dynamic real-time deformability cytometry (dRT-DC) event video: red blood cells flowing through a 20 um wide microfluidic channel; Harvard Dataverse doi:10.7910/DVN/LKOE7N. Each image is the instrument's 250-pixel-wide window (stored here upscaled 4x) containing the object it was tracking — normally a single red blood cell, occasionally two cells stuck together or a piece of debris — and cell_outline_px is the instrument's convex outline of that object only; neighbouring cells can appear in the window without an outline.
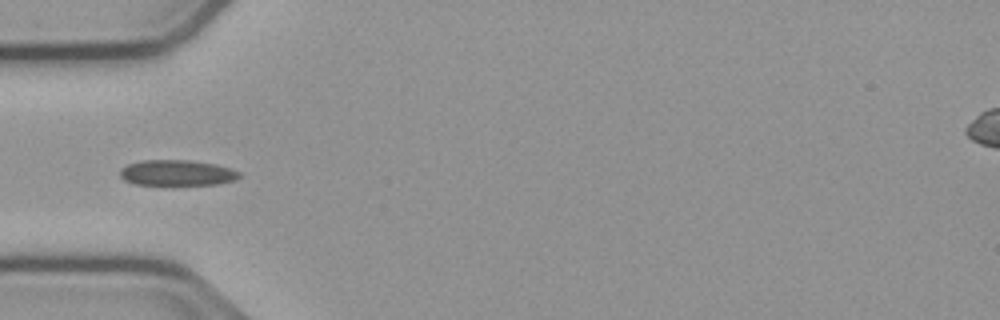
{"species": "common noctule bat (a hibernating species)", "species_latin": "Nyctalus noctula", "temperature_condition": "cold", "stored_images_in_passage": 38, "camera_frame_rate_fps": 3000, "um_per_image_px": 0.085, "animal": {"sex": "male", "body_mass_g": 23.1, "forearm_length_mm": 52.7}, "frame": {"image": 1, "passage_image": 1, "time_ms": 0.0, "image_size_px": [1000, 320], "cell_outline_px": [[240, 176], [236, 180], [216, 184], [172, 188], [136, 184], [124, 180], [120, 176], [120, 172], [128, 164], [144, 160], [188, 160], [216, 164], [232, 168], [240, 172]], "centroid_in_image_um": [15.08, 14.75], "position_along_channel_um": 69.9, "area_um2": 18.79}}
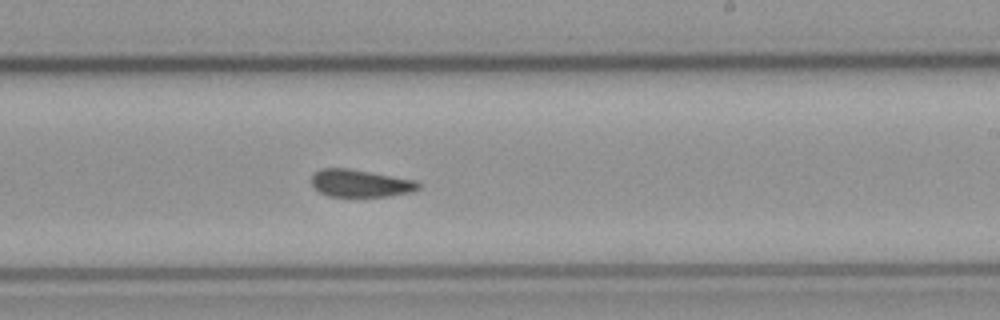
{"frame": {"image": 2, "passage_image": 16, "time_ms": 5.0, "image_size_px": [1000, 320], "cell_outline_px": [[420, 188], [412, 192], [392, 196], [328, 196], [320, 192], [312, 184], [312, 176], [320, 168], [348, 168], [416, 180], [420, 184]], "centroid_in_image_um": [30.66, 15.58], "position_along_channel_um": 258.3, "area_um2": 17.05}}
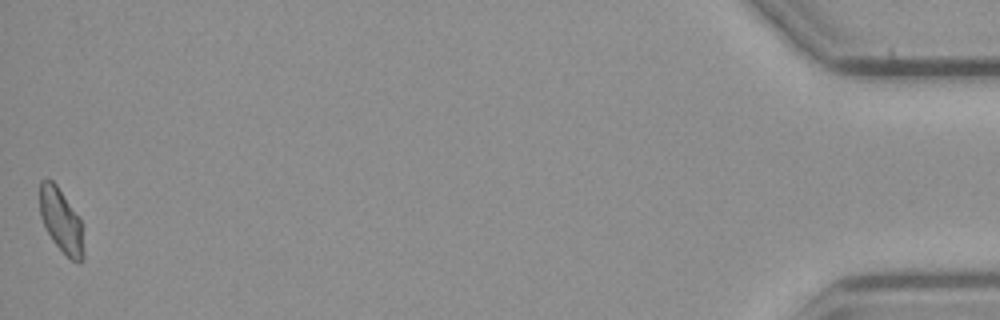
{"frame": {"image": 3, "passage_image": 38, "time_ms": 12.333, "image_size_px": [1000, 320], "cell_outline_px": [[84, 260], [80, 264], [72, 260], [52, 240], [40, 216], [40, 180], [52, 180], [56, 184], [80, 220], [84, 252]], "centroid_in_image_um": [5.2, 18.79], "position_along_channel_um": 430.0, "area_um2": 15.9}, "authors_computed_cell_mechanics": {"area_um2": 17.4845, "velocity_mm_per_s": 3.7541, "shape_relaxation_time_tau1_ms": null, "shape_relaxation_time_tau2_ms": 3.4452, "deformation_change_tau1": null, "deformation_change_tau2": 0.0525}}